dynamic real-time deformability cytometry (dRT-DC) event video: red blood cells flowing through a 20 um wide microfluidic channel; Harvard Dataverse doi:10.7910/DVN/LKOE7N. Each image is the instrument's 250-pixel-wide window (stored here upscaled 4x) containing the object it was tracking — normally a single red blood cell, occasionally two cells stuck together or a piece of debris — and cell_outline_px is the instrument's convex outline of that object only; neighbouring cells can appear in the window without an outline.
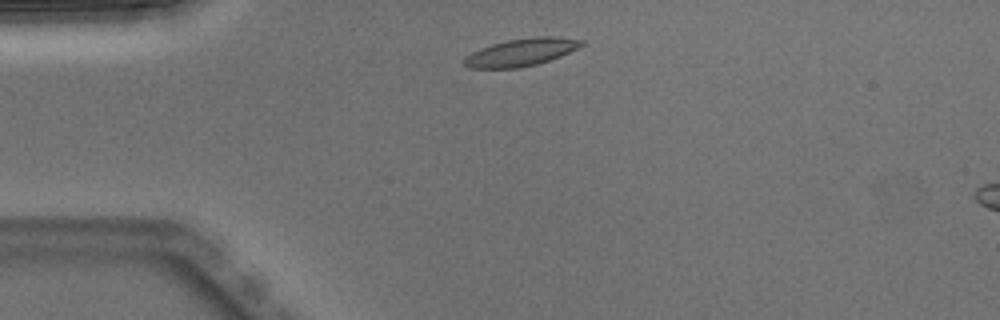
{"species": "Egyptian fruit bat (a non-hibernating species)", "species_latin": "Rousettus aegyptiacus", "temperature_condition": "warm", "stored_images_in_passage": 3, "camera_frame_rate_fps": 3000, "um_per_image_px": 0.085, "animal": {"sex": "male"}, "frame": {"image": 1, "passage_image": 1, "time_ms": 0.0, "image_size_px": [1000, 320], "cell_outline_px": [[588, 44], [560, 56], [536, 64], [520, 68], [468, 68], [460, 60], [464, 56], [480, 48], [492, 44], [508, 40], [532, 36], [556, 36], [584, 40]], "centroid_in_image_um": [44.31, 4.43], "position_along_channel_um": 40.7, "area_um2": 19.13}}